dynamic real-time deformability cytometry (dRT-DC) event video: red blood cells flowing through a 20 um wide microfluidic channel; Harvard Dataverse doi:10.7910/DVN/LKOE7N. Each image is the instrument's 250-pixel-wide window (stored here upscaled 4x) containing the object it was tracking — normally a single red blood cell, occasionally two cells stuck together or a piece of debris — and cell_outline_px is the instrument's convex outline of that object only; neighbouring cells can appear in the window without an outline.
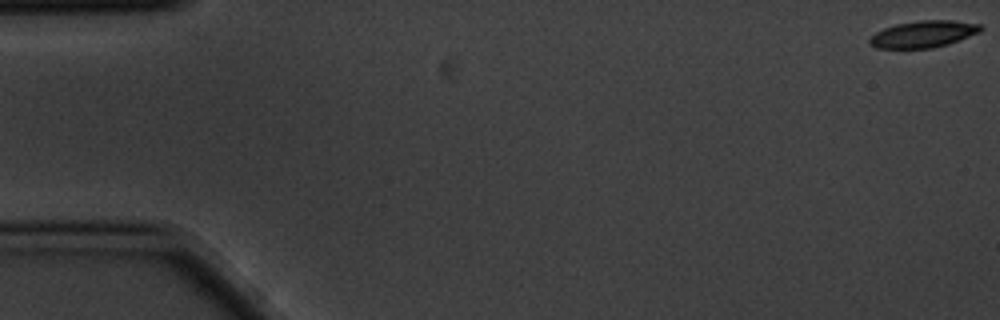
{"species": "common noctule bat (a hibernating species)", "species_latin": "Nyctalus noctula", "temperature_condition": "cold", "stored_images_in_passage": 9, "camera_frame_rate_fps": 3000, "um_per_image_px": 0.085, "animal": {"sex": "male", "body_mass_g": 20.1, "forearm_length_mm": 53.5}, "frame": {"image": 1, "passage_image": 1, "time_ms": 0.0, "image_size_px": [1000, 320], "cell_outline_px": [[984, 28], [980, 32], [948, 44], [932, 48], [876, 48], [868, 44], [868, 40], [876, 32], [884, 28], [896, 24], [920, 20], [952, 20], [980, 24]], "centroid_in_image_um": [78.48, 2.9], "position_along_channel_um": 6.5, "area_um2": 17.34}}